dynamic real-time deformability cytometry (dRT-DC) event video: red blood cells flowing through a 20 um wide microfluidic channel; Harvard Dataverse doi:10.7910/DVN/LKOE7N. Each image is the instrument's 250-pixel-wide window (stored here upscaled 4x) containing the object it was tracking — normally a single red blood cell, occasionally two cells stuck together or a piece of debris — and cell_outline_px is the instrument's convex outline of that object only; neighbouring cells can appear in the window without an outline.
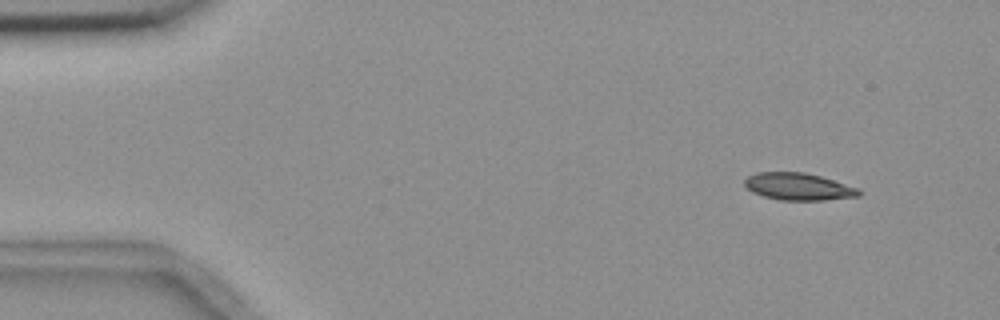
{"species": "common noctule bat (a hibernating species)", "species_latin": "Nyctalus noctula", "temperature_condition": "room temperature", "stored_images_in_passage": 6, "camera_frame_rate_fps": 3000, "um_per_image_px": 0.085, "animal": {"sex": "female", "body_mass_g": 18.4}, "frame": {"image": 1, "passage_image": 2, "time_ms": 1.333, "image_size_px": [1000, 320], "cell_outline_px": [[860, 196], [820, 200], [780, 200], [764, 196], [752, 192], [744, 184], [744, 180], [748, 176], [756, 172], [804, 172], [820, 176], [860, 188]], "centroid_in_image_um": [67.86, 15.85], "position_along_channel_um": 17.1, "area_um2": 18.03}}